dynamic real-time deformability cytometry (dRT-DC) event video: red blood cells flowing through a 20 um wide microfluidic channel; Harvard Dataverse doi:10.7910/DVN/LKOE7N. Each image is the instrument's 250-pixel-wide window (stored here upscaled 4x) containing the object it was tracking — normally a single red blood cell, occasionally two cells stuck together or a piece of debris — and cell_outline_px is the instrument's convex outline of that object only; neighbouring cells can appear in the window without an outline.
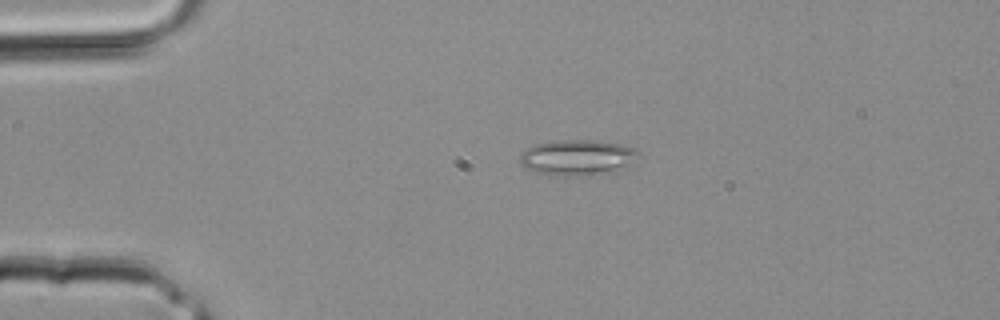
{"species": "common noctule bat (a hibernating species)", "species_latin": "Nyctalus noctula", "temperature_condition": "room temperature", "stored_images_in_passage": 2, "segment_of_instrument_passage": [1, 2], "camera_frame_rate_fps": 3000, "um_per_image_px": 0.085, "animal": {"sex": "male", "body_mass_g": 20.4}, "frame": {"image": 1, "passage_image": 1, "time_ms": 0.0, "image_size_px": [1000, 320], "cell_outline_px": [[640, 156], [616, 172], [596, 176], [552, 176], [524, 168], [520, 164], [520, 156], [528, 148], [536, 144], [552, 140], [592, 140], [620, 144], [636, 148], [640, 152]], "centroid_in_image_um": [49.1, 13.41], "position_along_channel_um": 35.9, "area_um2": 25.09}}